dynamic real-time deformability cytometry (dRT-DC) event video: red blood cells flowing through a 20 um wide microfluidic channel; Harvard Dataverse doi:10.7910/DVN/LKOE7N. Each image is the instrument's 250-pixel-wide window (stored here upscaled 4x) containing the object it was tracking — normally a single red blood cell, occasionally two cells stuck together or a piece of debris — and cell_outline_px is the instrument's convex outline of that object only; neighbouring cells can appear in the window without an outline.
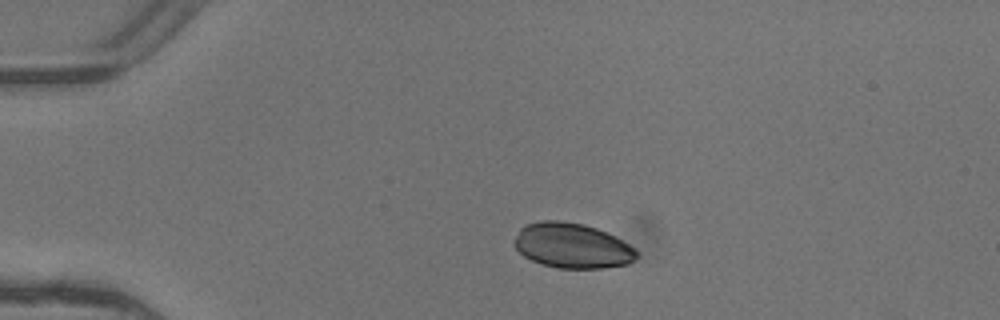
{"species": "common noctule bat (a hibernating species)", "species_latin": "Nyctalus noctula", "temperature_condition": "warm", "stored_images_in_passage": 3, "camera_frame_rate_fps": 3000, "um_per_image_px": 0.085, "animal": {"sex": "female"}, "frame": {"image": 1, "passage_image": 2, "time_ms": 0.333, "image_size_px": [1000, 320], "cell_outline_px": [[636, 256], [628, 264], [604, 268], [556, 268], [532, 260], [524, 256], [512, 244], [520, 228], [524, 224], [540, 220], [560, 220], [584, 224], [596, 228], [628, 244], [636, 252]], "centroid_in_image_um": [48.56, 20.87], "position_along_channel_um": 36.4, "area_um2": 31.85}}